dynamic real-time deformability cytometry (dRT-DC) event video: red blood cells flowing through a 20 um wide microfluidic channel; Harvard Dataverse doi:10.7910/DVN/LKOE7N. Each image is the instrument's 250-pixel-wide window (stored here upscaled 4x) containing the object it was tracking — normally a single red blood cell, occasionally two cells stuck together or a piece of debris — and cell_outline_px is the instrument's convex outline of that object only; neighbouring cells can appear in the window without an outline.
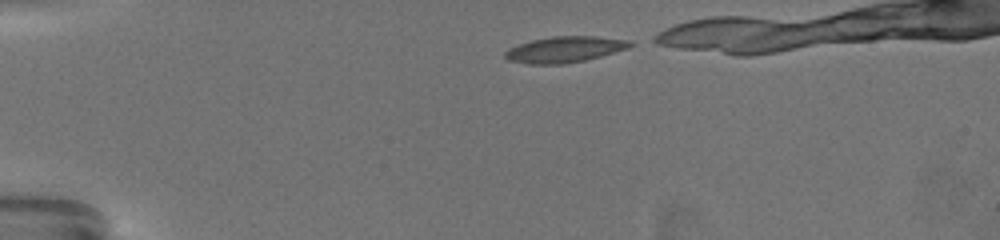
{"species": "common noctule bat (a hibernating species)", "species_latin": "Nyctalus noctula", "temperature_condition": "warm", "stored_images_in_passage": 40, "camera_frame_rate_fps": 3000, "um_per_image_px": 0.085, "animal": {"sex": "female", "body_mass_g": 19.5, "forearm_length_mm": 54.1}, "frame": {"image": 1, "passage_image": 1, "time_ms": 0.0, "image_size_px": [1000, 240], "cell_outline_px": [[636, 44], [628, 48], [600, 56], [584, 60], [560, 64], [528, 64], [508, 60], [504, 56], [504, 52], [508, 48], [532, 40], [552, 36], [596, 36], [628, 40]], "centroid_in_image_um": [47.99, 4.2], "position_along_channel_um": 37.0, "area_um2": 18.84}}
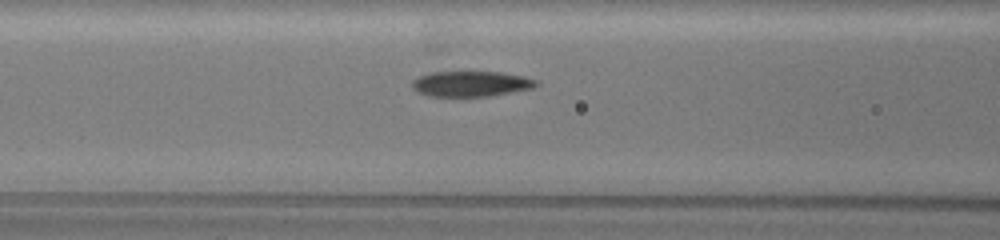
{"frame": {"image": 2, "passage_image": 14, "time_ms": 4.333, "image_size_px": [1000, 240], "cell_outline_px": [[540, 84], [532, 88], [512, 92], [488, 96], [428, 96], [412, 88], [412, 80], [416, 76], [428, 72], [500, 72], [524, 76], [536, 80]], "centroid_in_image_um": [40.01, 7.11], "position_along_channel_um": 126.6, "area_um2": 18.44}}
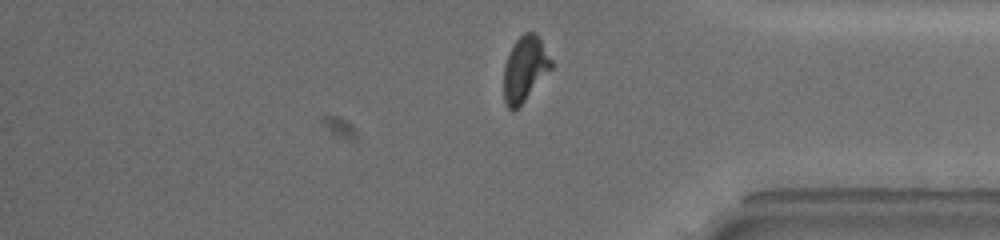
{"frame": {"image": 3, "passage_image": 38, "time_ms": 12.333, "image_size_px": [1000, 240], "cell_outline_px": [[552, 68], [524, 100], [512, 112], [508, 108], [504, 100], [504, 64], [508, 52], [516, 40], [524, 32], [536, 32], [552, 60]], "centroid_in_image_um": [44.6, 5.82], "position_along_channel_um": 390.6, "area_um2": 17.86}}